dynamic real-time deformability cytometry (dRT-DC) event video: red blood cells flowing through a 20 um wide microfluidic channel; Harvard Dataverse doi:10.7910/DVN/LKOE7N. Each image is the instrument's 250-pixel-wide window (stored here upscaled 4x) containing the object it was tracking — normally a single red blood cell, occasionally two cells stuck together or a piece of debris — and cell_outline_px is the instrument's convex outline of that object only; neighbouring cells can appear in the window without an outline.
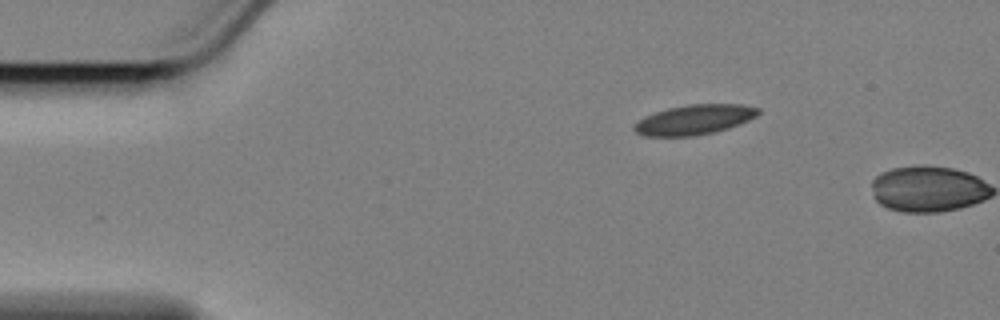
{"species": "Egyptian fruit bat (a non-hibernating species)", "species_latin": "Rousettus aegyptiacus", "temperature_condition": "cold", "stored_images_in_passage": 2, "camera_frame_rate_fps": 3000, "um_per_image_px": 0.085, "animal": {"sex": "female"}, "frame": {"image": 1, "passage_image": 1, "time_ms": 0.0, "image_size_px": [1000, 320], "cell_outline_px": [[760, 112], [756, 116], [748, 120], [728, 128], [712, 132], [692, 136], [644, 136], [636, 132], [636, 124], [640, 120], [656, 112], [668, 108], [688, 104], [740, 104], [760, 108]], "centroid_in_image_um": [59.07, 10.16], "position_along_channel_um": 25.9, "area_um2": 21.15}}